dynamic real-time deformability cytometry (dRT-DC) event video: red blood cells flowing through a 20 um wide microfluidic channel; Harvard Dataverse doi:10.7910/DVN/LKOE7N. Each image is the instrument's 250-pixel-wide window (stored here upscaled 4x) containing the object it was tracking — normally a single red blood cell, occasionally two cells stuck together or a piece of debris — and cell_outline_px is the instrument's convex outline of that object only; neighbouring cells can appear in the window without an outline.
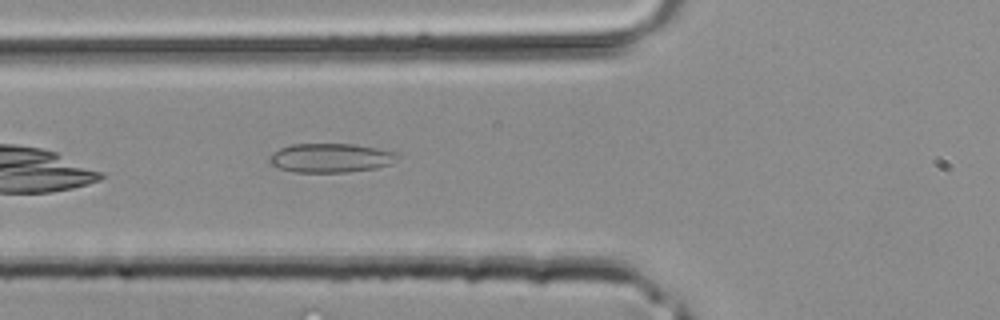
{"species": "common noctule bat (a hibernating species)", "species_latin": "Nyctalus noctula", "temperature_condition": "room temperature", "stored_images_in_passage": 27, "camera_frame_rate_fps": 3000, "um_per_image_px": 0.085, "animal": {"sex": "male", "body_mass_g": 20.4}, "frame": {"image": 1, "passage_image": 3, "time_ms": 0.667, "image_size_px": [1000, 320], "cell_outline_px": [[400, 156], [392, 164], [376, 168], [348, 172], [292, 172], [268, 164], [268, 160], [272, 152], [280, 148], [292, 144], [356, 144], [396, 152]], "centroid_in_image_um": [28.1, 13.42], "position_along_channel_um": 97.7, "area_um2": 21.91}}
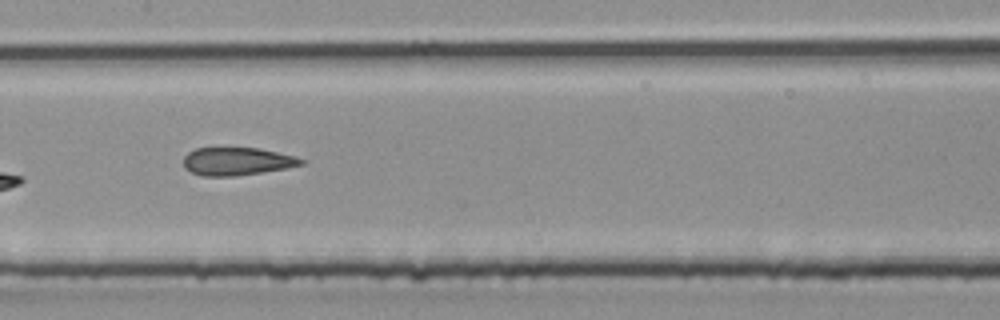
{"frame": {"image": 2, "passage_image": 8, "time_ms": 2.333, "image_size_px": [1000, 320], "cell_outline_px": [[304, 164], [288, 168], [236, 176], [200, 176], [184, 168], [184, 156], [188, 152], [196, 148], [260, 148], [296, 156], [304, 160]], "centroid_in_image_um": [20.15, 13.72], "position_along_channel_um": 187.2, "area_um2": 19.25}}
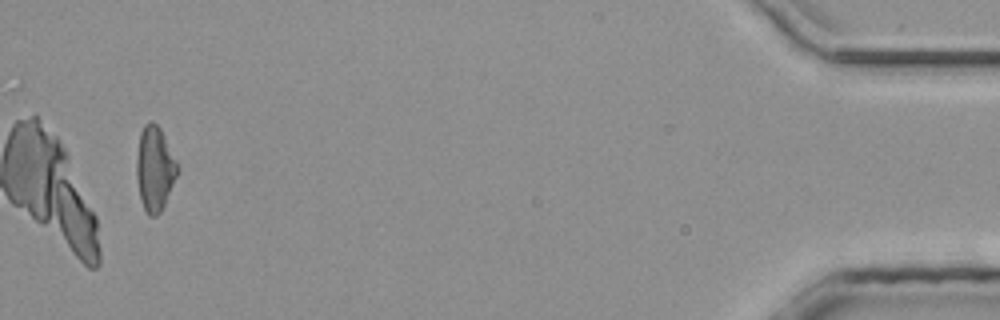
{"frame": {"image": 3, "passage_image": 26, "time_ms": 8.333, "image_size_px": [1000, 320], "cell_outline_px": [[180, 168], [164, 204], [160, 212], [156, 216], [148, 216], [144, 208], [140, 196], [136, 180], [136, 156], [140, 132], [144, 124], [152, 120], [160, 128]], "centroid_in_image_um": [13.14, 14.32], "position_along_channel_um": 422.1, "area_um2": 20.11}}